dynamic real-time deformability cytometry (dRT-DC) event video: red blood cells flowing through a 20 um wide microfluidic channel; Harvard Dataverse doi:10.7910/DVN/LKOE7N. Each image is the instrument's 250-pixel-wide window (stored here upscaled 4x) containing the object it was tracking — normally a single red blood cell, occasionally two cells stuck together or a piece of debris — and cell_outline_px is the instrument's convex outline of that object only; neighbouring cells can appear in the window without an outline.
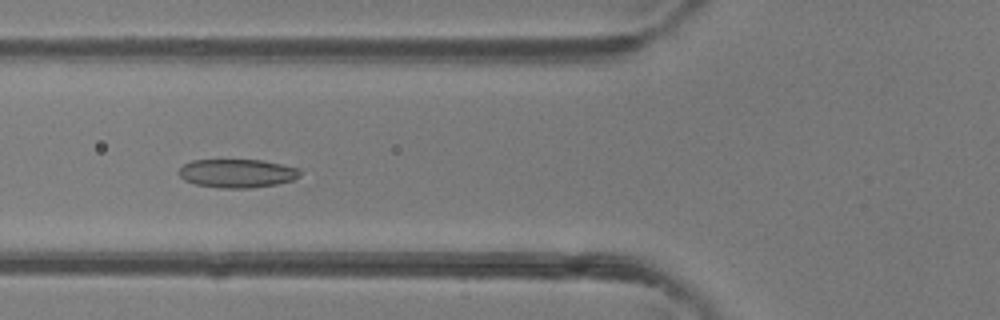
{"species": "common noctule bat (a hibernating species)", "species_latin": "Nyctalus noctula", "temperature_condition": "room temperature", "stored_images_in_passage": 48, "camera_frame_rate_fps": 3000, "um_per_image_px": 0.085, "animal": {"sex": "female"}, "frame": {"image": 1, "passage_image": 18, "time_ms": 5.667, "image_size_px": [1000, 320], "cell_outline_px": [[300, 176], [292, 180], [276, 184], [248, 188], [220, 188], [196, 184], [184, 180], [180, 176], [180, 168], [184, 164], [192, 160], [264, 160], [300, 168]], "centroid_in_image_um": [20.18, 14.73], "position_along_channel_um": 105.6, "area_um2": 20.11}}
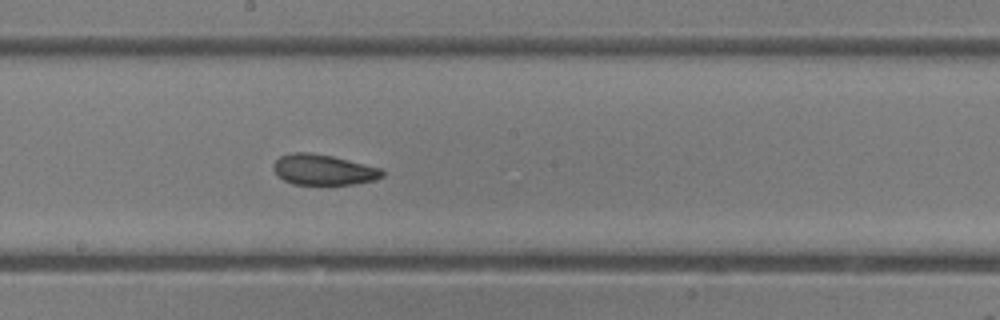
{"frame": {"image": 2, "passage_image": 26, "time_ms": 8.333, "image_size_px": [1000, 320], "cell_outline_px": [[384, 176], [372, 180], [352, 184], [292, 184], [276, 176], [272, 168], [272, 164], [280, 156], [292, 152], [312, 152], [332, 156], [380, 168], [384, 172]], "centroid_in_image_um": [27.42, 14.42], "position_along_channel_um": 220.8, "area_um2": 19.36}}
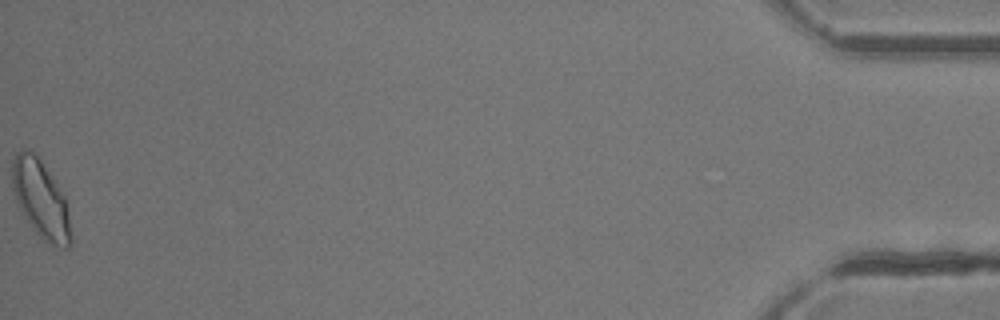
{"frame": {"image": 3, "passage_image": 48, "time_ms": 15.667, "image_size_px": [1000, 320], "cell_outline_px": [[72, 244], [68, 248], [64, 248], [52, 244], [44, 240], [36, 232], [16, 204], [12, 184], [12, 164], [16, 152], [24, 148], [32, 152], [40, 160], [64, 196], [72, 236]], "centroid_in_image_um": [3.45, 16.95], "position_along_channel_um": 431.8, "area_um2": 26.07}, "authors_computed_cell_mechanics": {"area_um2": 21.1548, "velocity_mm_per_s": 4.2986, "shape_relaxation_time_tau1_ms": null, "shape_relaxation_time_tau2_ms": 1.8127, "deformation_change_tau1": null, "deformation_change_tau2": 0.0786}}